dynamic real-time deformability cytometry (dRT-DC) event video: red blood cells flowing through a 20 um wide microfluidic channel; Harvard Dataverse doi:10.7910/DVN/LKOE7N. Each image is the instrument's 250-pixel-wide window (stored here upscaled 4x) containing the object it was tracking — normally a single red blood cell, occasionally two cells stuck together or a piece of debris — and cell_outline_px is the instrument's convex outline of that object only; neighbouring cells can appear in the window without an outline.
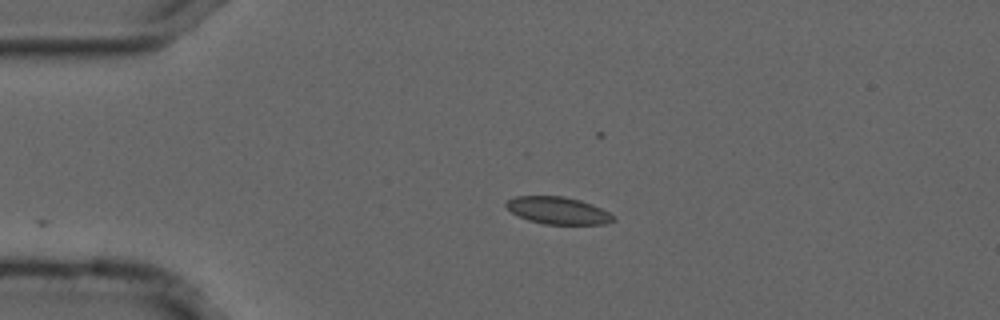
{"species": "common noctule bat (a hibernating species)", "species_latin": "Nyctalus noctula", "temperature_condition": "cold", "stored_images_in_passage": 18, "camera_frame_rate_fps": 3000, "um_per_image_px": 0.085, "animal": {"sex": "male", "forearm_length_mm": 52.5}, "frame": {"image": 1, "passage_image": 1, "time_ms": 0.0, "image_size_px": [1000, 320], "cell_outline_px": [[616, 220], [604, 224], [544, 224], [528, 220], [512, 212], [504, 204], [508, 200], [516, 196], [564, 196], [580, 200], [592, 204], [616, 216]], "centroid_in_image_um": [47.45, 17.89], "position_along_channel_um": 37.5, "area_um2": 16.94}}
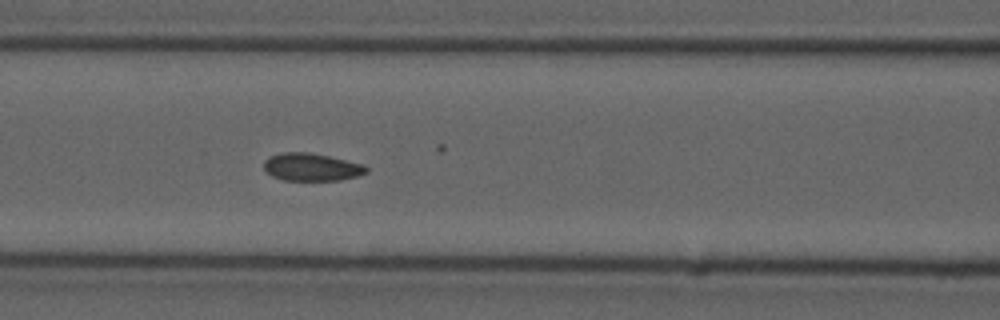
{"frame": {"image": 2, "passage_image": 12, "time_ms": 3.667, "image_size_px": [1000, 320], "cell_outline_px": [[368, 172], [356, 176], [340, 180], [284, 180], [272, 176], [264, 168], [264, 160], [268, 156], [284, 152], [308, 152], [328, 156], [364, 164], [368, 168]], "centroid_in_image_um": [26.47, 14.19], "position_along_channel_um": 140.1, "area_um2": 16.47}}
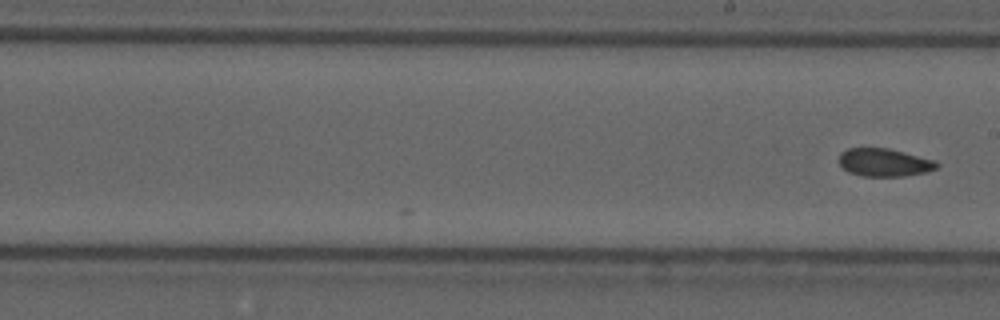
{"frame": {"image": 3, "passage_image": 18, "time_ms": 5.667, "image_size_px": [1000, 320], "cell_outline_px": [[940, 164], [936, 168], [924, 172], [904, 176], [860, 176], [848, 172], [840, 164], [840, 152], [848, 148], [888, 148], [936, 160]], "centroid_in_image_um": [75.16, 13.8], "position_along_channel_um": 213.8, "area_um2": 15.9}}